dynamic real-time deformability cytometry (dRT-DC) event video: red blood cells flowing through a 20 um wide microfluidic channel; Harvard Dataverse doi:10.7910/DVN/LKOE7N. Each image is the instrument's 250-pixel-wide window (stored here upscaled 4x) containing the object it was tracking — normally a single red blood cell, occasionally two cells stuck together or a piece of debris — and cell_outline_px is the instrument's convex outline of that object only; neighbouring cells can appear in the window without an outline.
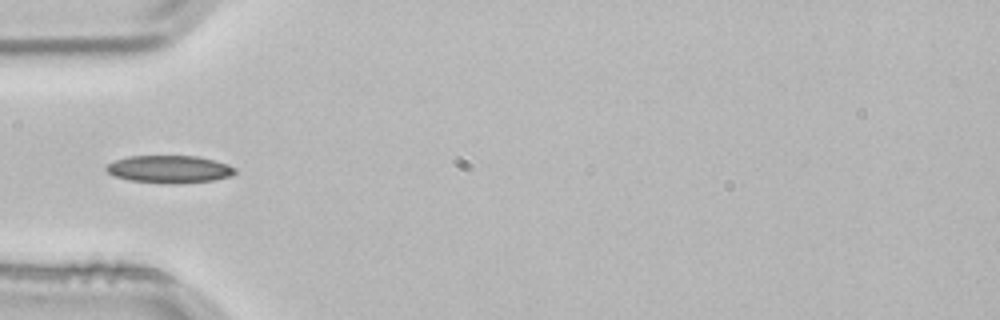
{"species": "common noctule bat (a hibernating species)", "species_latin": "Nyctalus noctula", "temperature_condition": "room temperature", "stored_images_in_passage": 2, "camera_frame_rate_fps": 3000, "um_per_image_px": 0.085, "animal": {"sex": "male", "body_mass_g": 21.5, "forearm_length_mm": 52.0}, "frame": {"image": 1, "passage_image": 2, "time_ms": 0.333, "image_size_px": [1000, 320], "cell_outline_px": [[236, 172], [232, 176], [212, 180], [128, 180], [112, 176], [104, 168], [108, 164], [116, 160], [128, 156], [196, 156], [228, 164], [236, 168]], "centroid_in_image_um": [14.37, 14.32], "position_along_channel_um": 70.6, "area_um2": 19.42}}